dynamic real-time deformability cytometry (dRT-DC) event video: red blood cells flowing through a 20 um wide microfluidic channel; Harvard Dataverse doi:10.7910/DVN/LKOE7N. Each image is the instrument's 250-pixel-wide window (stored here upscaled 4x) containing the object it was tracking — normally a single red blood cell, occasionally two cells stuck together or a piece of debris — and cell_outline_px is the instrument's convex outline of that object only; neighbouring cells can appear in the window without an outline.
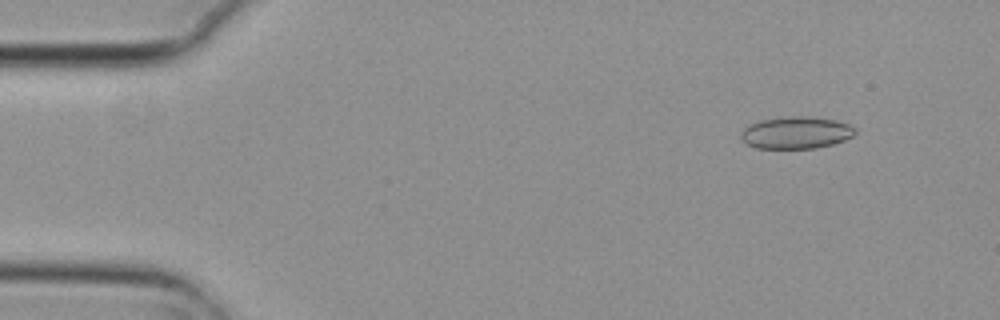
{"species": "common noctule bat (a hibernating species)", "species_latin": "Nyctalus noctula", "temperature_condition": "cold", "stored_images_in_passage": 4, "camera_frame_rate_fps": 3000, "um_per_image_px": 0.085, "animal": {"sex": "female", "body_mass_g": 29.2, "forearm_length_mm": 56.3}, "frame": {"image": 1, "passage_image": 1, "time_ms": 0.0, "image_size_px": [1000, 320], "cell_outline_px": [[856, 132], [852, 136], [844, 140], [832, 144], [816, 148], [756, 148], [748, 144], [740, 136], [744, 128], [748, 124], [760, 120], [788, 116], [812, 116], [836, 120], [848, 124], [856, 128]], "centroid_in_image_um": [67.68, 11.26], "position_along_channel_um": 17.3, "area_um2": 21.39}}
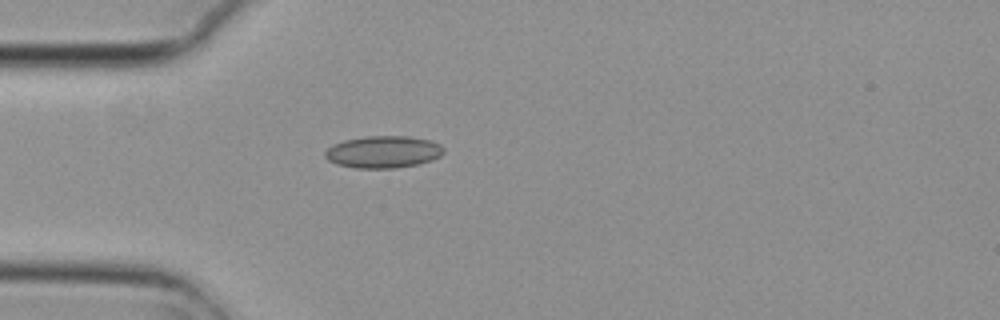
{"frame": {"image": 2, "passage_image": 4, "time_ms": 1.0, "image_size_px": [1000, 320], "cell_outline_px": [[444, 152], [440, 156], [432, 160], [416, 164], [396, 168], [356, 168], [336, 164], [328, 160], [324, 156], [324, 152], [332, 144], [344, 140], [364, 136], [408, 136], [432, 140], [440, 144], [444, 148]], "centroid_in_image_um": [32.57, 12.9], "position_along_channel_um": 52.4, "area_um2": 22.37}}